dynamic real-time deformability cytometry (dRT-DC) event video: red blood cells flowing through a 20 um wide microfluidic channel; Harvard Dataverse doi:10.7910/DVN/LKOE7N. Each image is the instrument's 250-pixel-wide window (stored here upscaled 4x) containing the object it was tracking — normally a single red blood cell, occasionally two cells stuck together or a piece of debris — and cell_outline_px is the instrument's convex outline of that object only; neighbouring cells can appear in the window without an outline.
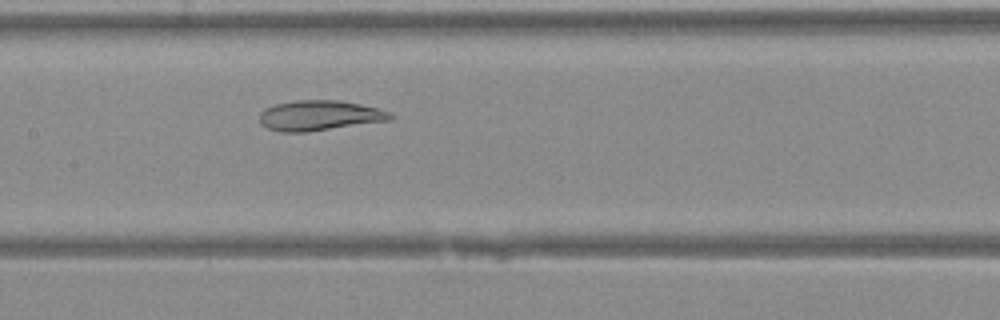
{"species": "Egyptian fruit bat (a non-hibernating species)", "species_latin": "Rousettus aegyptiacus", "temperature_condition": "warm", "stored_images_in_passage": 27, "camera_frame_rate_fps": 3000, "um_per_image_px": 0.085, "animal": {"sex": "female"}, "frame": {"image": 1, "passage_image": 9, "time_ms": 2.667, "image_size_px": [1000, 320], "cell_outline_px": [[396, 116], [392, 120], [308, 132], [280, 132], [268, 128], [260, 124], [260, 112], [264, 108], [276, 104], [296, 100], [340, 100], [360, 104], [392, 112]], "centroid_in_image_um": [27.18, 9.82], "position_along_channel_um": 180.2, "area_um2": 23.24}}
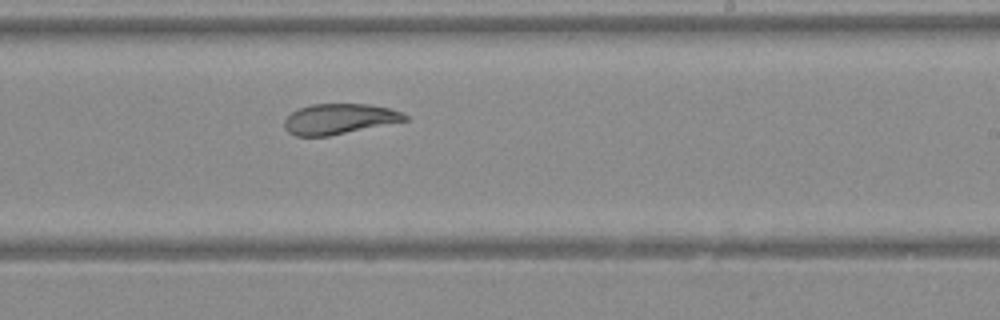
{"frame": {"image": 2, "passage_image": 14, "time_ms": 4.333, "image_size_px": [1000, 320], "cell_outline_px": [[408, 120], [328, 136], [296, 136], [288, 132], [284, 128], [284, 120], [292, 112], [300, 108], [312, 104], [368, 104], [388, 108], [400, 112], [408, 116]], "centroid_in_image_um": [28.81, 10.11], "position_along_channel_um": 260.2, "area_um2": 21.15}}
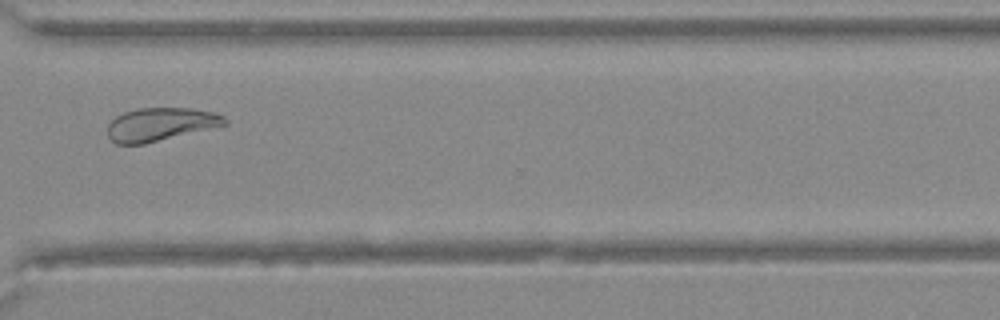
{"frame": {"image": 3, "passage_image": 20, "time_ms": 6.333, "image_size_px": [1000, 320], "cell_outline_px": [[228, 124], [144, 144], [116, 144], [108, 136], [108, 124], [116, 116], [124, 112], [136, 108], [192, 108], [212, 112], [224, 116], [228, 120]], "centroid_in_image_um": [13.63, 10.56], "position_along_channel_um": 357.0, "area_um2": 22.6}}